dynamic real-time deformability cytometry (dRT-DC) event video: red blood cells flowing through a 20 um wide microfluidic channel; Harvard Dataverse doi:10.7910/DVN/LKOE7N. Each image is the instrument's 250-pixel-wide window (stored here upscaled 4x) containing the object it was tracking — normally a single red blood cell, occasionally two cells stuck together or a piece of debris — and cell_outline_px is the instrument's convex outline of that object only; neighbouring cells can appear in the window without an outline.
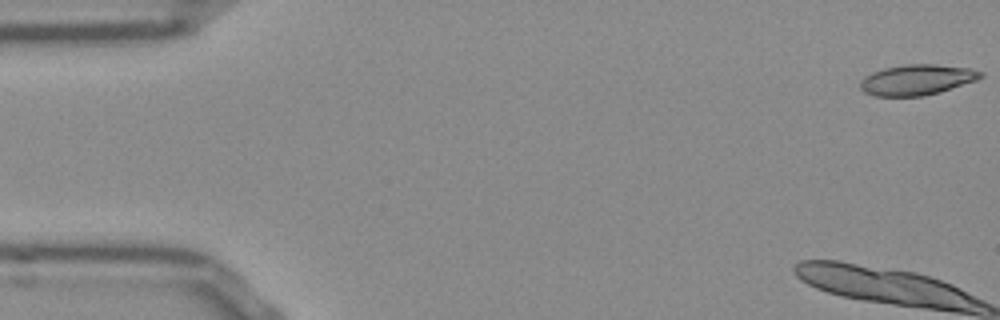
{"species": "Egyptian fruit bat (a non-hibernating species)", "species_latin": "Rousettus aegyptiacus", "temperature_condition": "room temperature", "stored_images_in_passage": 10, "camera_frame_rate_fps": 3000, "um_per_image_px": 0.085, "frame": {"image": 1, "passage_image": 1, "time_ms": 0.0, "image_size_px": [1000, 320], "cell_outline_px": [[984, 76], [976, 80], [940, 92], [924, 96], [876, 96], [864, 92], [860, 88], [860, 80], [864, 76], [872, 72], [884, 68], [904, 64], [936, 64], [968, 68], [984, 72]], "centroid_in_image_um": [77.92, 6.78], "position_along_channel_um": 7.1, "area_um2": 21.5}}